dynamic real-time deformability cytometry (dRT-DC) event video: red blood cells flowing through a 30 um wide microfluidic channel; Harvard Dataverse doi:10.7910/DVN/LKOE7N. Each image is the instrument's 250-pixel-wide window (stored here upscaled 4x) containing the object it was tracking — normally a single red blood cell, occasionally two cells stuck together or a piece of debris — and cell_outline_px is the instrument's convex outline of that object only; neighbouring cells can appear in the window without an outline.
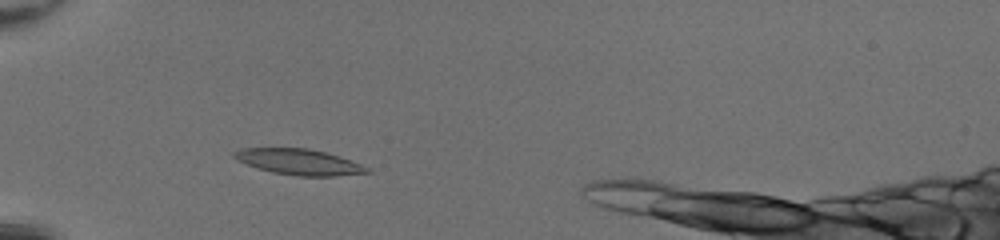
{"species": "common noctule bat (a hibernating species)", "species_latin": "Nyctalus noctula", "temperature_condition": "room temperature", "stored_images_in_passage": 42, "camera_frame_rate_fps": 3000, "um_per_image_px": 0.085, "animal": {"sex": "female", "body_mass_g": 20.0, "forearm_length_mm": 54.0}, "frame": {"image": 1, "passage_image": 9, "time_ms": 2.667, "image_size_px": [1000, 240], "cell_outline_px": [[372, 172], [336, 176], [300, 176], [272, 172], [236, 160], [232, 156], [232, 152], [240, 148], [308, 148], [324, 152], [360, 164], [368, 168]], "centroid_in_image_um": [25.37, 13.76], "position_along_channel_um": 59.6, "area_um2": 19.65}}
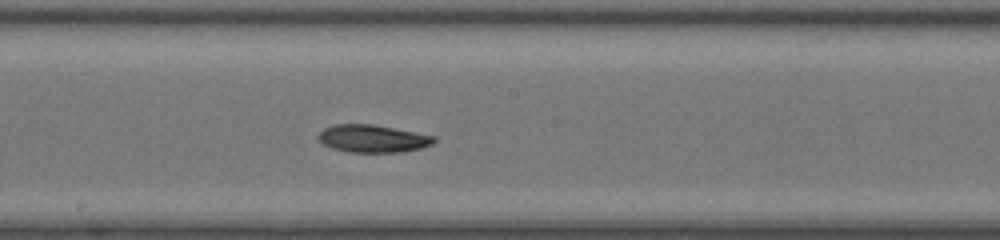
{"frame": {"image": 2, "passage_image": 21, "time_ms": 6.667, "image_size_px": [1000, 240], "cell_outline_px": [[436, 140], [432, 144], [420, 148], [400, 152], [348, 152], [332, 148], [324, 144], [316, 136], [324, 128], [332, 124], [372, 124], [436, 136]], "centroid_in_image_um": [31.66, 11.77], "position_along_channel_um": 216.5, "area_um2": 18.55}}
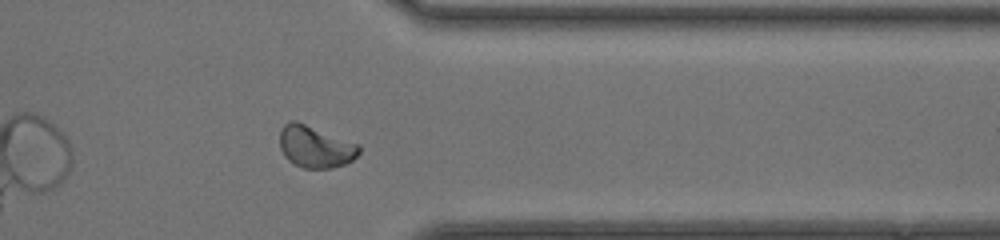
{"frame": {"image": 3, "passage_image": 33, "time_ms": 10.667, "image_size_px": [1000, 240], "cell_outline_px": [[360, 152], [352, 160], [344, 164], [332, 168], [304, 168], [288, 160], [284, 156], [280, 148], [280, 128], [284, 124], [292, 120], [296, 120], [360, 144]], "centroid_in_image_um": [26.8, 12.45], "position_along_channel_um": 384.6, "area_um2": 19.48}, "authors_computed_cell_mechanics": {"area_um2": 19.0162, "velocity_mm_per_s": 4.2819, "shape_relaxation_time_tau1_ms": 9.5412, "shape_relaxation_time_tau2_ms": null, "deformation_change_tau1": 0.2375, "deformation_change_tau2": null}}